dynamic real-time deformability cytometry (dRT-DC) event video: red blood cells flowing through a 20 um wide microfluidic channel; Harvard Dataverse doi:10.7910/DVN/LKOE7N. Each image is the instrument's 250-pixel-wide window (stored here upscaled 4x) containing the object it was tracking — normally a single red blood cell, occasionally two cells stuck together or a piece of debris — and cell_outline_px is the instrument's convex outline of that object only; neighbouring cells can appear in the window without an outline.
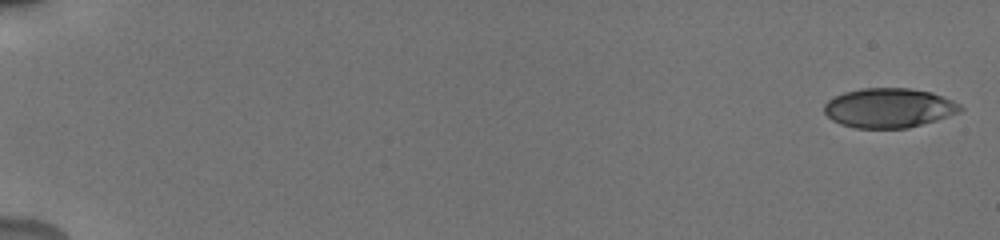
{"species": "human", "species_latin": "Homo sapiens", "temperature_condition": "cold", "stored_images_in_passage": 18, "camera_frame_rate_fps": 3000, "um_per_image_px": 0.085, "donor": {"sex": "male"}, "frame": {"image": 1, "passage_image": 1, "time_ms": 0.0, "image_size_px": [1000, 240], "cell_outline_px": [[964, 108], [960, 112], [936, 120], [908, 128], [856, 128], [840, 124], [832, 120], [824, 112], [824, 104], [828, 100], [844, 92], [860, 88], [908, 88], [932, 92], [952, 100], [960, 104]], "centroid_in_image_um": [75.56, 9.17], "position_along_channel_um": 9.4, "area_um2": 31.39}}
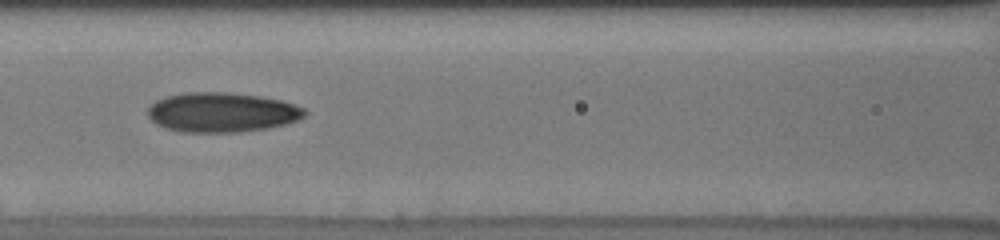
{"frame": {"image": 2, "passage_image": 9, "time_ms": 2.667, "image_size_px": [1000, 240], "cell_outline_px": [[308, 112], [300, 120], [268, 128], [240, 132], [180, 132], [164, 128], [156, 124], [148, 116], [148, 108], [156, 100], [168, 96], [184, 92], [228, 92], [260, 96], [280, 100], [296, 104], [304, 108]], "centroid_in_image_um": [18.87, 9.55], "position_along_channel_um": 147.7, "area_um2": 36.53}}
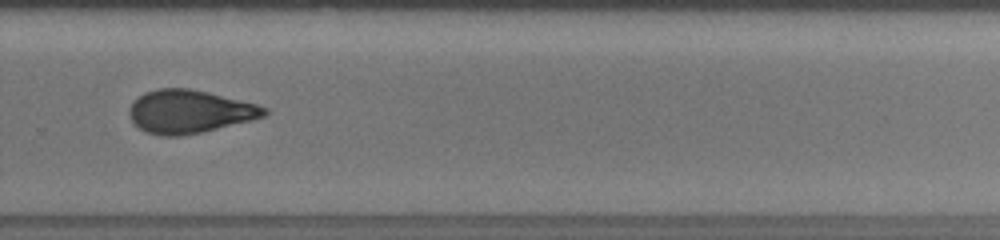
{"frame": {"image": 3, "passage_image": 13, "time_ms": 4.0, "image_size_px": [1000, 240], "cell_outline_px": [[268, 112], [264, 116], [252, 120], [200, 132], [180, 136], [164, 136], [148, 132], [140, 128], [132, 120], [128, 112], [128, 108], [144, 92], [156, 88], [188, 88], [208, 92], [256, 104], [268, 108]], "centroid_in_image_um": [16.1, 9.47], "position_along_channel_um": 313.7, "area_um2": 33.58}}